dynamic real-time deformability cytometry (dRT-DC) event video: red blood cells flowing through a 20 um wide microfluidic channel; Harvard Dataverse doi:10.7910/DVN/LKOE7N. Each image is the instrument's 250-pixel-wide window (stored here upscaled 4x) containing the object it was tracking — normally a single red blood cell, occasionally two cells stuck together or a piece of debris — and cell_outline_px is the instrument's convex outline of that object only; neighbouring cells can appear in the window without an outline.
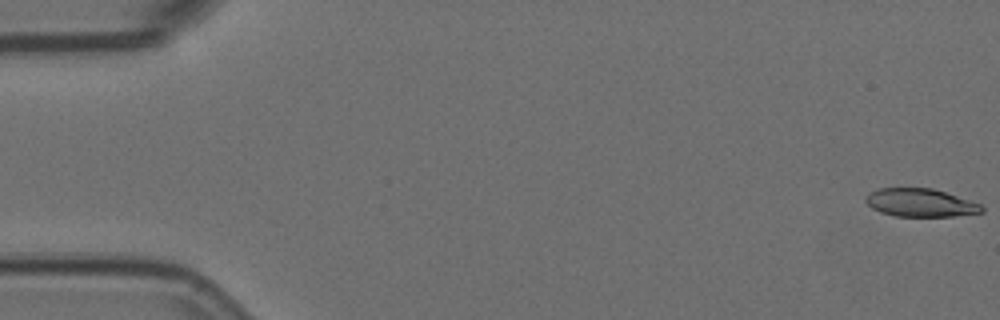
{"species": "Egyptian fruit bat (a non-hibernating species)", "species_latin": "Rousettus aegyptiacus", "temperature_condition": "room temperature", "stored_images_in_passage": 7, "camera_frame_rate_fps": 3000, "um_per_image_px": 0.085, "animal": {"sex": "female"}, "frame": {"image": 1, "passage_image": 1, "time_ms": 0.0, "image_size_px": [1000, 320], "cell_outline_px": [[984, 212], [952, 216], [896, 216], [880, 212], [872, 208], [864, 200], [868, 192], [876, 188], [932, 188], [980, 204], [984, 208]], "centroid_in_image_um": [78.18, 17.23], "position_along_channel_um": 6.8, "area_um2": 18.9}}
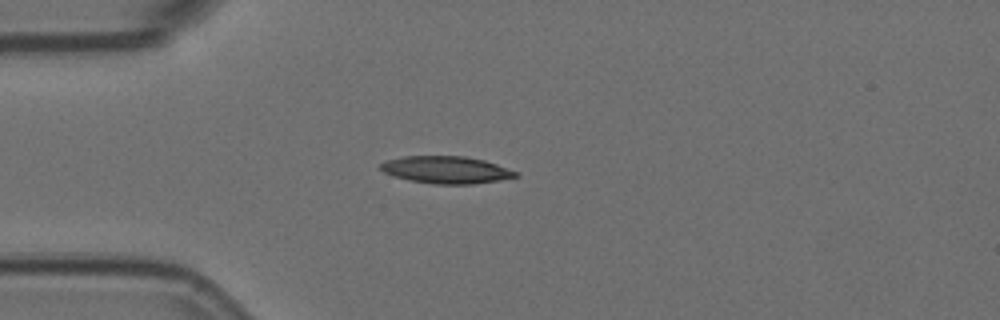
{"frame": {"image": 2, "passage_image": 5, "time_ms": 1.333, "image_size_px": [1000, 320], "cell_outline_px": [[520, 176], [500, 180], [472, 184], [432, 184], [408, 180], [392, 176], [384, 172], [380, 168], [380, 164], [388, 160], [404, 156], [464, 156], [484, 160], [520, 172]], "centroid_in_image_um": [37.95, 14.44], "position_along_channel_um": 47.0, "area_um2": 21.56}}
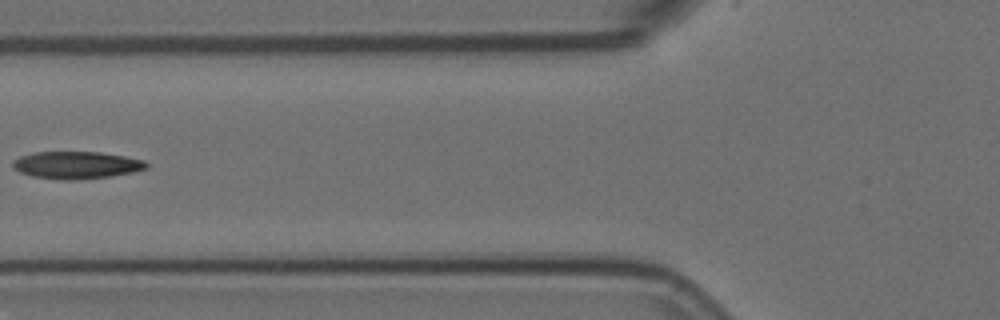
{"frame": {"image": 3, "passage_image": 7, "time_ms": 2.0, "image_size_px": [1000, 320], "cell_outline_px": [[148, 168], [132, 172], [108, 176], [76, 180], [60, 180], [32, 176], [20, 172], [12, 168], [12, 160], [20, 156], [36, 152], [100, 152], [124, 156], [144, 160], [148, 164]], "centroid_in_image_um": [6.46, 14.03], "position_along_channel_um": 119.3, "area_um2": 21.27}}